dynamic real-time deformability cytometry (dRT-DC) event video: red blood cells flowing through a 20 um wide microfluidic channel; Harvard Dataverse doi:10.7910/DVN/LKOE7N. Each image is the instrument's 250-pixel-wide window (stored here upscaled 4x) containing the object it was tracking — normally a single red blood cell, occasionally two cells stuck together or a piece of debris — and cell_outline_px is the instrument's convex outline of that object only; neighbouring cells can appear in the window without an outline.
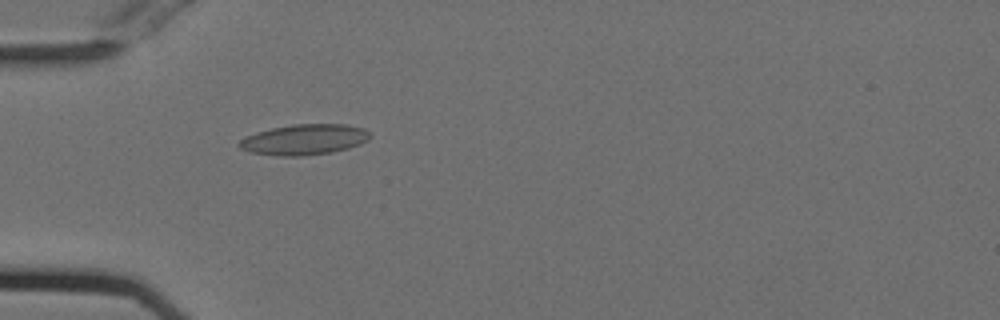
{"species": "Egyptian fruit bat (a non-hibernating species)", "species_latin": "Rousettus aegyptiacus", "temperature_condition": "cold", "stored_images_in_passage": 38, "camera_frame_rate_fps": 3000, "um_per_image_px": 0.085, "animal": {"sex": "female"}, "frame": {"image": 1, "passage_image": 1, "time_ms": 0.0, "image_size_px": [1000, 320], "cell_outline_px": [[372, 136], [368, 140], [360, 144], [348, 148], [332, 152], [304, 156], [280, 156], [248, 152], [240, 148], [236, 144], [244, 136], [256, 132], [272, 128], [292, 124], [348, 124], [364, 128]], "centroid_in_image_um": [25.84, 11.86], "position_along_channel_um": 59.2, "area_um2": 23.58}}
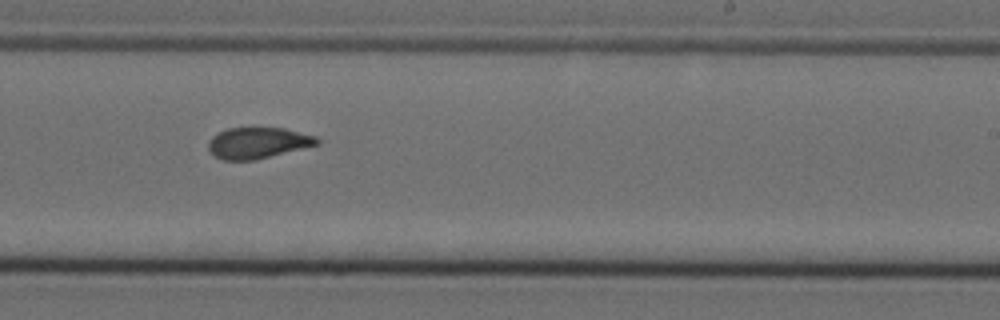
{"frame": {"image": 2, "passage_image": 18, "time_ms": 5.667, "image_size_px": [1000, 320], "cell_outline_px": [[320, 144], [256, 160], [224, 160], [216, 156], [208, 148], [208, 140], [212, 136], [228, 128], [284, 128], [316, 136], [320, 140]], "centroid_in_image_um": [21.94, 12.15], "position_along_channel_um": 267.1, "area_um2": 19.65}}
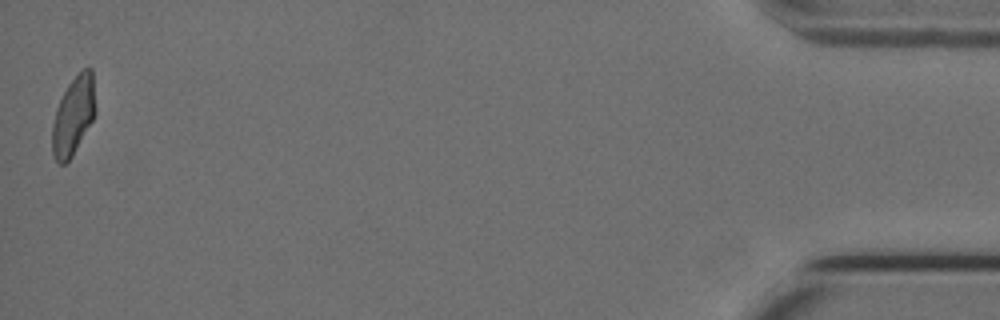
{"frame": {"image": 3, "passage_image": 38, "time_ms": 12.333, "image_size_px": [1000, 320], "cell_outline_px": [[96, 112], [92, 120], [72, 156], [64, 164], [60, 164], [56, 160], [52, 152], [52, 124], [56, 108], [68, 84], [84, 68], [92, 68], [96, 108]], "centroid_in_image_um": [6.24, 9.83], "position_along_channel_um": 429.0, "area_um2": 19.54}, "authors_computed_cell_mechanics": {"area_um2": 20.1433, "velocity_mm_per_s": 3.7485, "shape_relaxation_time_tau1_ms": 8.1579, "shape_relaxation_time_tau2_ms": 1.3079, "deformation_change_tau1": 0.1768, "deformation_change_tau2": 0.0546}}